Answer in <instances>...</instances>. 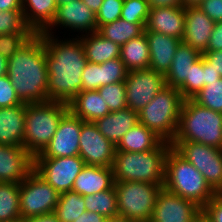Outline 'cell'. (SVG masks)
I'll return each mask as SVG.
<instances>
[{"instance_id":"6da1fadb","label":"cell","mask_w":222,"mask_h":222,"mask_svg":"<svg viewBox=\"0 0 222 222\" xmlns=\"http://www.w3.org/2000/svg\"><path fill=\"white\" fill-rule=\"evenodd\" d=\"M39 35L46 51L48 99L68 104L82 91V73L88 62L83 44L77 36L61 40L56 34Z\"/></svg>"},{"instance_id":"7a4b0ae2","label":"cell","mask_w":222,"mask_h":222,"mask_svg":"<svg viewBox=\"0 0 222 222\" xmlns=\"http://www.w3.org/2000/svg\"><path fill=\"white\" fill-rule=\"evenodd\" d=\"M7 75L22 103L49 101L46 51L39 34H35L8 59Z\"/></svg>"},{"instance_id":"3957f363","label":"cell","mask_w":222,"mask_h":222,"mask_svg":"<svg viewBox=\"0 0 222 222\" xmlns=\"http://www.w3.org/2000/svg\"><path fill=\"white\" fill-rule=\"evenodd\" d=\"M171 144L162 141L145 152L116 151L113 163L114 182L134 181L164 184L165 160Z\"/></svg>"},{"instance_id":"277c9868","label":"cell","mask_w":222,"mask_h":222,"mask_svg":"<svg viewBox=\"0 0 222 222\" xmlns=\"http://www.w3.org/2000/svg\"><path fill=\"white\" fill-rule=\"evenodd\" d=\"M163 187L193 201L201 209L217 194L203 175L173 147L166 156Z\"/></svg>"},{"instance_id":"5b68a950","label":"cell","mask_w":222,"mask_h":222,"mask_svg":"<svg viewBox=\"0 0 222 222\" xmlns=\"http://www.w3.org/2000/svg\"><path fill=\"white\" fill-rule=\"evenodd\" d=\"M172 141H192L222 149V113L183 101L176 135Z\"/></svg>"},{"instance_id":"8992f818","label":"cell","mask_w":222,"mask_h":222,"mask_svg":"<svg viewBox=\"0 0 222 222\" xmlns=\"http://www.w3.org/2000/svg\"><path fill=\"white\" fill-rule=\"evenodd\" d=\"M68 111V104L57 101L25 103L23 147L32 157L40 154L49 144L60 120Z\"/></svg>"},{"instance_id":"52a82bcc","label":"cell","mask_w":222,"mask_h":222,"mask_svg":"<svg viewBox=\"0 0 222 222\" xmlns=\"http://www.w3.org/2000/svg\"><path fill=\"white\" fill-rule=\"evenodd\" d=\"M183 101L176 88L166 85L138 112L139 122L163 141L171 143L176 135Z\"/></svg>"},{"instance_id":"ba28073f","label":"cell","mask_w":222,"mask_h":222,"mask_svg":"<svg viewBox=\"0 0 222 222\" xmlns=\"http://www.w3.org/2000/svg\"><path fill=\"white\" fill-rule=\"evenodd\" d=\"M114 186L118 215L135 222H149L164 184L123 181L114 182Z\"/></svg>"},{"instance_id":"9c48e42d","label":"cell","mask_w":222,"mask_h":222,"mask_svg":"<svg viewBox=\"0 0 222 222\" xmlns=\"http://www.w3.org/2000/svg\"><path fill=\"white\" fill-rule=\"evenodd\" d=\"M170 144L203 175L216 193H222V149L192 141Z\"/></svg>"},{"instance_id":"30bf717a","label":"cell","mask_w":222,"mask_h":222,"mask_svg":"<svg viewBox=\"0 0 222 222\" xmlns=\"http://www.w3.org/2000/svg\"><path fill=\"white\" fill-rule=\"evenodd\" d=\"M19 190L22 221L30 217L54 212L60 194L34 170L19 183Z\"/></svg>"},{"instance_id":"8fae6325","label":"cell","mask_w":222,"mask_h":222,"mask_svg":"<svg viewBox=\"0 0 222 222\" xmlns=\"http://www.w3.org/2000/svg\"><path fill=\"white\" fill-rule=\"evenodd\" d=\"M85 162L79 156L33 158V170L61 194L72 190Z\"/></svg>"},{"instance_id":"7c38bea8","label":"cell","mask_w":222,"mask_h":222,"mask_svg":"<svg viewBox=\"0 0 222 222\" xmlns=\"http://www.w3.org/2000/svg\"><path fill=\"white\" fill-rule=\"evenodd\" d=\"M165 86V76L155 70L128 71L125 80L127 108L138 113Z\"/></svg>"},{"instance_id":"4fadbf2b","label":"cell","mask_w":222,"mask_h":222,"mask_svg":"<svg viewBox=\"0 0 222 222\" xmlns=\"http://www.w3.org/2000/svg\"><path fill=\"white\" fill-rule=\"evenodd\" d=\"M62 27L61 30L78 32V35L89 34L97 31L96 14L88 8L81 0H74L59 5L52 23L41 33L54 35V29ZM70 29V30H69ZM53 30V31H52Z\"/></svg>"},{"instance_id":"5bb4252c","label":"cell","mask_w":222,"mask_h":222,"mask_svg":"<svg viewBox=\"0 0 222 222\" xmlns=\"http://www.w3.org/2000/svg\"><path fill=\"white\" fill-rule=\"evenodd\" d=\"M116 146L97 128L94 122L82 123L79 138V156L85 165L112 167Z\"/></svg>"},{"instance_id":"9a60e30c","label":"cell","mask_w":222,"mask_h":222,"mask_svg":"<svg viewBox=\"0 0 222 222\" xmlns=\"http://www.w3.org/2000/svg\"><path fill=\"white\" fill-rule=\"evenodd\" d=\"M84 121L68 111L60 120L59 125L49 144L33 158H57L79 155V138Z\"/></svg>"},{"instance_id":"2e32d148","label":"cell","mask_w":222,"mask_h":222,"mask_svg":"<svg viewBox=\"0 0 222 222\" xmlns=\"http://www.w3.org/2000/svg\"><path fill=\"white\" fill-rule=\"evenodd\" d=\"M200 214L202 209L193 201L163 187L158 194L149 222H193Z\"/></svg>"},{"instance_id":"e0dca14e","label":"cell","mask_w":222,"mask_h":222,"mask_svg":"<svg viewBox=\"0 0 222 222\" xmlns=\"http://www.w3.org/2000/svg\"><path fill=\"white\" fill-rule=\"evenodd\" d=\"M33 170V157L21 146L0 144V182L21 183Z\"/></svg>"},{"instance_id":"ac0fdd59","label":"cell","mask_w":222,"mask_h":222,"mask_svg":"<svg viewBox=\"0 0 222 222\" xmlns=\"http://www.w3.org/2000/svg\"><path fill=\"white\" fill-rule=\"evenodd\" d=\"M185 30L182 42L201 54L207 49L215 22L198 7L185 8Z\"/></svg>"},{"instance_id":"d6986e66","label":"cell","mask_w":222,"mask_h":222,"mask_svg":"<svg viewBox=\"0 0 222 222\" xmlns=\"http://www.w3.org/2000/svg\"><path fill=\"white\" fill-rule=\"evenodd\" d=\"M185 24L184 7L150 8L144 31H155L182 40Z\"/></svg>"},{"instance_id":"ffe728a7","label":"cell","mask_w":222,"mask_h":222,"mask_svg":"<svg viewBox=\"0 0 222 222\" xmlns=\"http://www.w3.org/2000/svg\"><path fill=\"white\" fill-rule=\"evenodd\" d=\"M144 33L149 44V69L155 70L165 76L171 66L178 45L182 41L176 37L155 31H144Z\"/></svg>"},{"instance_id":"44dd1931","label":"cell","mask_w":222,"mask_h":222,"mask_svg":"<svg viewBox=\"0 0 222 222\" xmlns=\"http://www.w3.org/2000/svg\"><path fill=\"white\" fill-rule=\"evenodd\" d=\"M25 103L0 108V144L23 147Z\"/></svg>"},{"instance_id":"7402d4cb","label":"cell","mask_w":222,"mask_h":222,"mask_svg":"<svg viewBox=\"0 0 222 222\" xmlns=\"http://www.w3.org/2000/svg\"><path fill=\"white\" fill-rule=\"evenodd\" d=\"M114 186L112 167L85 165L77 175L72 190L80 195H92Z\"/></svg>"},{"instance_id":"603a6c76","label":"cell","mask_w":222,"mask_h":222,"mask_svg":"<svg viewBox=\"0 0 222 222\" xmlns=\"http://www.w3.org/2000/svg\"><path fill=\"white\" fill-rule=\"evenodd\" d=\"M139 122L138 113L130 108L110 112L94 123L98 130L115 146L124 134Z\"/></svg>"},{"instance_id":"cb8c5ba5","label":"cell","mask_w":222,"mask_h":222,"mask_svg":"<svg viewBox=\"0 0 222 222\" xmlns=\"http://www.w3.org/2000/svg\"><path fill=\"white\" fill-rule=\"evenodd\" d=\"M69 111L83 121L95 122L110 113L97 90H82L69 103Z\"/></svg>"},{"instance_id":"d4e9b609","label":"cell","mask_w":222,"mask_h":222,"mask_svg":"<svg viewBox=\"0 0 222 222\" xmlns=\"http://www.w3.org/2000/svg\"><path fill=\"white\" fill-rule=\"evenodd\" d=\"M201 56L202 54L197 49L181 42L165 75L166 85L178 89L189 79L190 68Z\"/></svg>"},{"instance_id":"484cf974","label":"cell","mask_w":222,"mask_h":222,"mask_svg":"<svg viewBox=\"0 0 222 222\" xmlns=\"http://www.w3.org/2000/svg\"><path fill=\"white\" fill-rule=\"evenodd\" d=\"M57 7L55 0H22L24 21L35 34L41 33L52 23Z\"/></svg>"},{"instance_id":"4316f807","label":"cell","mask_w":222,"mask_h":222,"mask_svg":"<svg viewBox=\"0 0 222 222\" xmlns=\"http://www.w3.org/2000/svg\"><path fill=\"white\" fill-rule=\"evenodd\" d=\"M83 44L88 62L102 64L114 58H120L121 47L101 36L97 31L77 36Z\"/></svg>"},{"instance_id":"83f0119b","label":"cell","mask_w":222,"mask_h":222,"mask_svg":"<svg viewBox=\"0 0 222 222\" xmlns=\"http://www.w3.org/2000/svg\"><path fill=\"white\" fill-rule=\"evenodd\" d=\"M163 140L138 122L128 130L116 146V151L145 152L155 149Z\"/></svg>"},{"instance_id":"f1b7e54d","label":"cell","mask_w":222,"mask_h":222,"mask_svg":"<svg viewBox=\"0 0 222 222\" xmlns=\"http://www.w3.org/2000/svg\"><path fill=\"white\" fill-rule=\"evenodd\" d=\"M120 59L128 71L149 69L150 53L145 33L121 46Z\"/></svg>"},{"instance_id":"f546056e","label":"cell","mask_w":222,"mask_h":222,"mask_svg":"<svg viewBox=\"0 0 222 222\" xmlns=\"http://www.w3.org/2000/svg\"><path fill=\"white\" fill-rule=\"evenodd\" d=\"M146 24H134L119 18L112 23L100 26L97 32L118 44L120 47L131 39L137 38L144 33Z\"/></svg>"},{"instance_id":"4dcf8cb0","label":"cell","mask_w":222,"mask_h":222,"mask_svg":"<svg viewBox=\"0 0 222 222\" xmlns=\"http://www.w3.org/2000/svg\"><path fill=\"white\" fill-rule=\"evenodd\" d=\"M19 183L0 182V222H21Z\"/></svg>"},{"instance_id":"1f68e13d","label":"cell","mask_w":222,"mask_h":222,"mask_svg":"<svg viewBox=\"0 0 222 222\" xmlns=\"http://www.w3.org/2000/svg\"><path fill=\"white\" fill-rule=\"evenodd\" d=\"M86 211L84 196L70 190L59 195L54 214L60 222H73Z\"/></svg>"},{"instance_id":"d6a6232c","label":"cell","mask_w":222,"mask_h":222,"mask_svg":"<svg viewBox=\"0 0 222 222\" xmlns=\"http://www.w3.org/2000/svg\"><path fill=\"white\" fill-rule=\"evenodd\" d=\"M85 207L88 212H95L106 218L117 217V194L115 186L92 195H85Z\"/></svg>"},{"instance_id":"836d02e7","label":"cell","mask_w":222,"mask_h":222,"mask_svg":"<svg viewBox=\"0 0 222 222\" xmlns=\"http://www.w3.org/2000/svg\"><path fill=\"white\" fill-rule=\"evenodd\" d=\"M192 100L200 106L222 113V77L205 85Z\"/></svg>"},{"instance_id":"e575fe53","label":"cell","mask_w":222,"mask_h":222,"mask_svg":"<svg viewBox=\"0 0 222 222\" xmlns=\"http://www.w3.org/2000/svg\"><path fill=\"white\" fill-rule=\"evenodd\" d=\"M205 86V70L203 69V57L201 56L192 68L187 79L177 90L184 100L192 99Z\"/></svg>"},{"instance_id":"d590c367","label":"cell","mask_w":222,"mask_h":222,"mask_svg":"<svg viewBox=\"0 0 222 222\" xmlns=\"http://www.w3.org/2000/svg\"><path fill=\"white\" fill-rule=\"evenodd\" d=\"M110 112L127 108L125 82L111 83L97 89Z\"/></svg>"},{"instance_id":"8d00e7d4","label":"cell","mask_w":222,"mask_h":222,"mask_svg":"<svg viewBox=\"0 0 222 222\" xmlns=\"http://www.w3.org/2000/svg\"><path fill=\"white\" fill-rule=\"evenodd\" d=\"M149 9L147 0H124L120 18L134 24H146Z\"/></svg>"},{"instance_id":"74e56055","label":"cell","mask_w":222,"mask_h":222,"mask_svg":"<svg viewBox=\"0 0 222 222\" xmlns=\"http://www.w3.org/2000/svg\"><path fill=\"white\" fill-rule=\"evenodd\" d=\"M33 32L25 23L22 11H0V35Z\"/></svg>"},{"instance_id":"f35d334b","label":"cell","mask_w":222,"mask_h":222,"mask_svg":"<svg viewBox=\"0 0 222 222\" xmlns=\"http://www.w3.org/2000/svg\"><path fill=\"white\" fill-rule=\"evenodd\" d=\"M128 70L120 58H114L101 64V87L125 82Z\"/></svg>"},{"instance_id":"ab89813d","label":"cell","mask_w":222,"mask_h":222,"mask_svg":"<svg viewBox=\"0 0 222 222\" xmlns=\"http://www.w3.org/2000/svg\"><path fill=\"white\" fill-rule=\"evenodd\" d=\"M34 35V32L0 35V54L6 59H9Z\"/></svg>"},{"instance_id":"60d3db41","label":"cell","mask_w":222,"mask_h":222,"mask_svg":"<svg viewBox=\"0 0 222 222\" xmlns=\"http://www.w3.org/2000/svg\"><path fill=\"white\" fill-rule=\"evenodd\" d=\"M124 0H103V3L96 14L97 29L100 26L109 24L121 17Z\"/></svg>"},{"instance_id":"b9f144b4","label":"cell","mask_w":222,"mask_h":222,"mask_svg":"<svg viewBox=\"0 0 222 222\" xmlns=\"http://www.w3.org/2000/svg\"><path fill=\"white\" fill-rule=\"evenodd\" d=\"M101 88V64L87 62L82 73V90Z\"/></svg>"},{"instance_id":"7bdbcfd3","label":"cell","mask_w":222,"mask_h":222,"mask_svg":"<svg viewBox=\"0 0 222 222\" xmlns=\"http://www.w3.org/2000/svg\"><path fill=\"white\" fill-rule=\"evenodd\" d=\"M22 104L8 75L0 77V108Z\"/></svg>"},{"instance_id":"ee69618b","label":"cell","mask_w":222,"mask_h":222,"mask_svg":"<svg viewBox=\"0 0 222 222\" xmlns=\"http://www.w3.org/2000/svg\"><path fill=\"white\" fill-rule=\"evenodd\" d=\"M202 215L209 222H222V193H217L202 208Z\"/></svg>"},{"instance_id":"f6af8a7d","label":"cell","mask_w":222,"mask_h":222,"mask_svg":"<svg viewBox=\"0 0 222 222\" xmlns=\"http://www.w3.org/2000/svg\"><path fill=\"white\" fill-rule=\"evenodd\" d=\"M197 7L215 23L222 22V0H202Z\"/></svg>"},{"instance_id":"bcb514c9","label":"cell","mask_w":222,"mask_h":222,"mask_svg":"<svg viewBox=\"0 0 222 222\" xmlns=\"http://www.w3.org/2000/svg\"><path fill=\"white\" fill-rule=\"evenodd\" d=\"M222 51V22L214 24L213 32L210 36L205 52Z\"/></svg>"},{"instance_id":"7dc6e473","label":"cell","mask_w":222,"mask_h":222,"mask_svg":"<svg viewBox=\"0 0 222 222\" xmlns=\"http://www.w3.org/2000/svg\"><path fill=\"white\" fill-rule=\"evenodd\" d=\"M202 57L222 77V51L204 52L202 53Z\"/></svg>"},{"instance_id":"c3c4849f","label":"cell","mask_w":222,"mask_h":222,"mask_svg":"<svg viewBox=\"0 0 222 222\" xmlns=\"http://www.w3.org/2000/svg\"><path fill=\"white\" fill-rule=\"evenodd\" d=\"M107 218L103 215L95 212H83L77 219L73 222H106Z\"/></svg>"},{"instance_id":"681fc988","label":"cell","mask_w":222,"mask_h":222,"mask_svg":"<svg viewBox=\"0 0 222 222\" xmlns=\"http://www.w3.org/2000/svg\"><path fill=\"white\" fill-rule=\"evenodd\" d=\"M149 8L183 7V0H147Z\"/></svg>"},{"instance_id":"f907efd6","label":"cell","mask_w":222,"mask_h":222,"mask_svg":"<svg viewBox=\"0 0 222 222\" xmlns=\"http://www.w3.org/2000/svg\"><path fill=\"white\" fill-rule=\"evenodd\" d=\"M203 69L205 70V85H210L213 81H218L221 76L218 72H216L212 65H210L204 58H203Z\"/></svg>"},{"instance_id":"816d5d0a","label":"cell","mask_w":222,"mask_h":222,"mask_svg":"<svg viewBox=\"0 0 222 222\" xmlns=\"http://www.w3.org/2000/svg\"><path fill=\"white\" fill-rule=\"evenodd\" d=\"M0 11H22V0H0Z\"/></svg>"},{"instance_id":"f5cc1de1","label":"cell","mask_w":222,"mask_h":222,"mask_svg":"<svg viewBox=\"0 0 222 222\" xmlns=\"http://www.w3.org/2000/svg\"><path fill=\"white\" fill-rule=\"evenodd\" d=\"M21 222H60L56 215L52 213L36 216V217H30L27 219H24Z\"/></svg>"},{"instance_id":"db71d44e","label":"cell","mask_w":222,"mask_h":222,"mask_svg":"<svg viewBox=\"0 0 222 222\" xmlns=\"http://www.w3.org/2000/svg\"><path fill=\"white\" fill-rule=\"evenodd\" d=\"M85 5L90 8L95 14H97L100 9L103 0H81Z\"/></svg>"},{"instance_id":"11a10c76","label":"cell","mask_w":222,"mask_h":222,"mask_svg":"<svg viewBox=\"0 0 222 222\" xmlns=\"http://www.w3.org/2000/svg\"><path fill=\"white\" fill-rule=\"evenodd\" d=\"M8 59L0 54V77L7 74Z\"/></svg>"},{"instance_id":"9f6ffc18","label":"cell","mask_w":222,"mask_h":222,"mask_svg":"<svg viewBox=\"0 0 222 222\" xmlns=\"http://www.w3.org/2000/svg\"><path fill=\"white\" fill-rule=\"evenodd\" d=\"M202 0H183V7H197Z\"/></svg>"},{"instance_id":"6f0895ef","label":"cell","mask_w":222,"mask_h":222,"mask_svg":"<svg viewBox=\"0 0 222 222\" xmlns=\"http://www.w3.org/2000/svg\"><path fill=\"white\" fill-rule=\"evenodd\" d=\"M106 222H135V221L129 220L128 218H124L121 216H117L113 218H107Z\"/></svg>"},{"instance_id":"680465c9","label":"cell","mask_w":222,"mask_h":222,"mask_svg":"<svg viewBox=\"0 0 222 222\" xmlns=\"http://www.w3.org/2000/svg\"><path fill=\"white\" fill-rule=\"evenodd\" d=\"M193 222H209L202 214H200Z\"/></svg>"},{"instance_id":"91938a15","label":"cell","mask_w":222,"mask_h":222,"mask_svg":"<svg viewBox=\"0 0 222 222\" xmlns=\"http://www.w3.org/2000/svg\"><path fill=\"white\" fill-rule=\"evenodd\" d=\"M71 1H74V0H55L57 6L62 5V4L69 3V2H71Z\"/></svg>"}]
</instances>
